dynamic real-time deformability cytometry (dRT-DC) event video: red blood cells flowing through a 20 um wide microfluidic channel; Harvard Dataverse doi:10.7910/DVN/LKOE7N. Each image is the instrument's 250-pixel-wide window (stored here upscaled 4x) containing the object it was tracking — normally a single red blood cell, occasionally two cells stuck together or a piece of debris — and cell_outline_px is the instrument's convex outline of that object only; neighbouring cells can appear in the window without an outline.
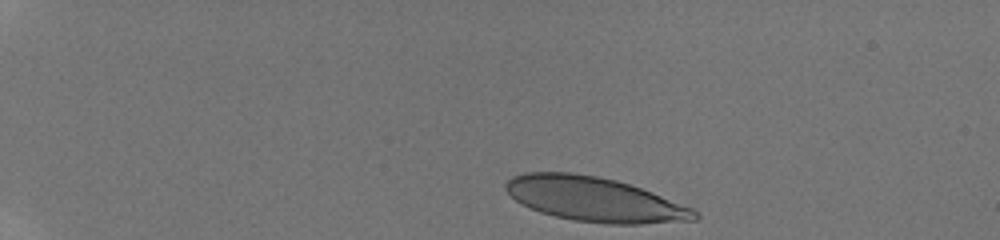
{"species": "human", "species_latin": "Homo sapiens", "temperature_condition": "room temperature", "stored_images_in_passage": 33, "camera_frame_rate_fps": 3000, "um_per_image_px": 0.085, "donor": {"sex": "male"}, "frame": {"image": 1, "passage_image": 1, "time_ms": 0.0, "image_size_px": [1000, 240], "cell_outline_px": [[700, 216], [696, 220], [640, 224], [608, 224], [572, 220], [540, 212], [516, 200], [504, 188], [504, 184], [512, 176], [524, 172], [572, 172], [596, 176], [616, 180], [652, 192], [692, 208]], "centroid_in_image_um": [50.53, 16.94], "position_along_channel_um": 34.5, "area_um2": 48.67}}
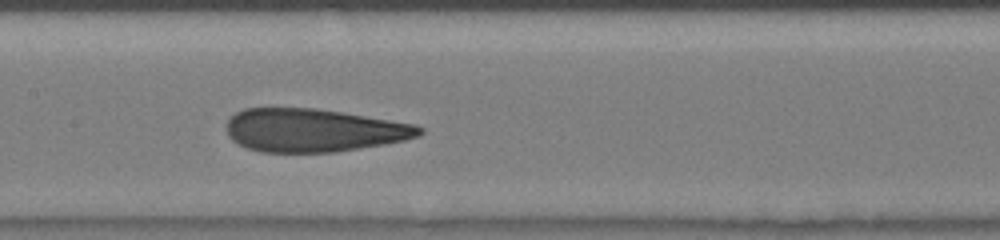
{"frame": {"image": 2, "passage_image": 17, "time_ms": 6.0, "image_size_px": [1000, 240], "cell_outline_px": [[424, 132], [420, 136], [404, 140], [384, 144], [332, 152], [260, 152], [236, 144], [228, 136], [228, 120], [236, 112], [244, 108], [316, 108], [416, 124], [424, 128]], "centroid_in_image_um": [26.66, 11.07], "position_along_channel_um": 180.7, "area_um2": 48.44}}
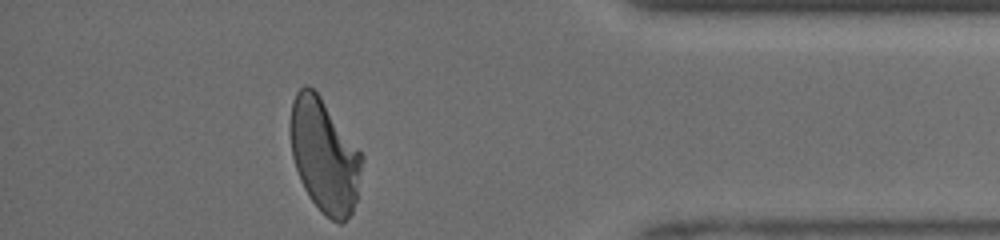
{"frame": {"image": 3, "passage_image": 33, "time_ms": 12.0, "image_size_px": [1000, 240], "cell_outline_px": [[364, 160], [356, 200], [352, 212], [340, 224], [332, 220], [320, 212], [304, 188], [300, 180], [292, 156], [288, 128], [288, 124], [292, 100], [296, 92], [304, 84], [308, 84], [320, 96], [364, 156]], "centroid_in_image_um": [27.55, 13.21], "position_along_channel_um": 407.7, "area_um2": 47.69}, "authors_computed_cell_mechanics": {"area_um2": 49.2456, "velocity_mm_per_s": 4.1581, "shape_relaxation_time_tau1_ms": 5.6866, "shape_relaxation_time_tau2_ms": 0.8537, "deformation_change_tau1": 0.2015, "deformation_change_tau2": 0.082}}